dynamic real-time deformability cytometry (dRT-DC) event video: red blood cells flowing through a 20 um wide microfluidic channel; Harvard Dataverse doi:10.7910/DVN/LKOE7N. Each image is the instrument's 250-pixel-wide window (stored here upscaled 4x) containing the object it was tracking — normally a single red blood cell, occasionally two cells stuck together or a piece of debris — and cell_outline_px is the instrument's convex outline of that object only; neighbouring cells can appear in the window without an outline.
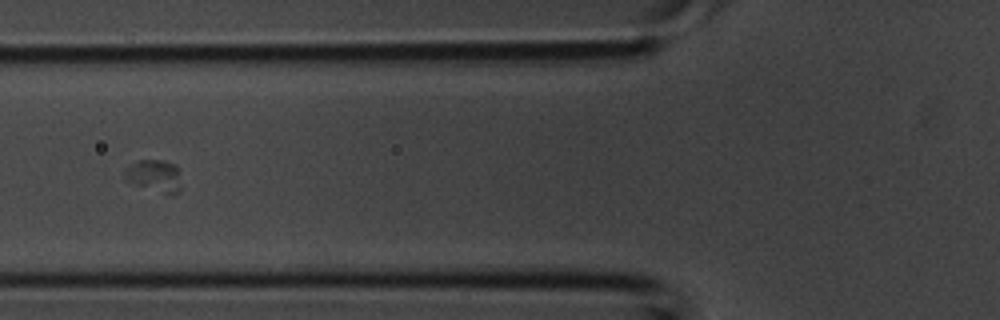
{"species": "common noctule bat (a hibernating species)", "species_latin": "Nyctalus noctula", "temperature_condition": "room temperature", "stored_images_in_passage": 2, "camera_frame_rate_fps": 3000, "um_per_image_px": 0.085, "animal": {"sex": "male", "body_mass_g": 20.1, "forearm_length_mm": 53.5}, "frame": {"image": 1, "passage_image": 2, "time_ms": 0.333, "image_size_px": [1000, 320], "cell_outline_px": [[180, 192], [164, 192], [136, 184], [128, 180], [124, 172], [132, 164], [140, 160], [164, 160], [176, 164], [180, 168]], "centroid_in_image_um": [13.21, 14.89], "position_along_channel_um": 112.6, "area_um2": 10.17}}